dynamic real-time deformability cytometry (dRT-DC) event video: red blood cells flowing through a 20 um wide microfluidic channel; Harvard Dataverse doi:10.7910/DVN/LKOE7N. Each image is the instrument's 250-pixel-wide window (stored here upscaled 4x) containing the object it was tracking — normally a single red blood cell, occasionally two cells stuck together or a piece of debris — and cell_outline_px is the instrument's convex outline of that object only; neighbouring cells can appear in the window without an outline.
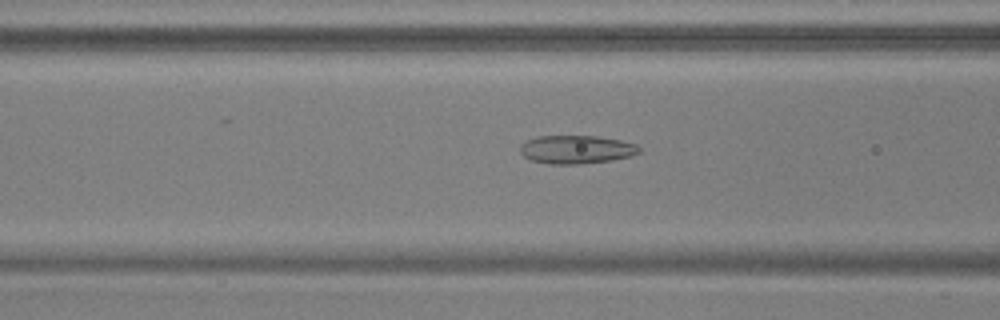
{"species": "common noctule bat (a hibernating species)", "species_latin": "Nyctalus noctula", "temperature_condition": "warm", "stored_images_in_passage": 54, "camera_frame_rate_fps": 3000, "um_per_image_px": 0.085, "animal": {"sex": "male", "body_mass_g": 17.9, "forearm_length_mm": 54.2}, "frame": {"image": 1, "passage_image": 22, "time_ms": 7.0, "image_size_px": [1000, 320], "cell_outline_px": [[640, 152], [632, 156], [612, 160], [580, 164], [548, 164], [532, 160], [524, 156], [520, 152], [520, 144], [528, 140], [540, 136], [596, 136], [620, 140], [636, 144], [640, 148]], "centroid_in_image_um": [49.0, 12.71], "position_along_channel_um": 117.6, "area_um2": 19.65}}
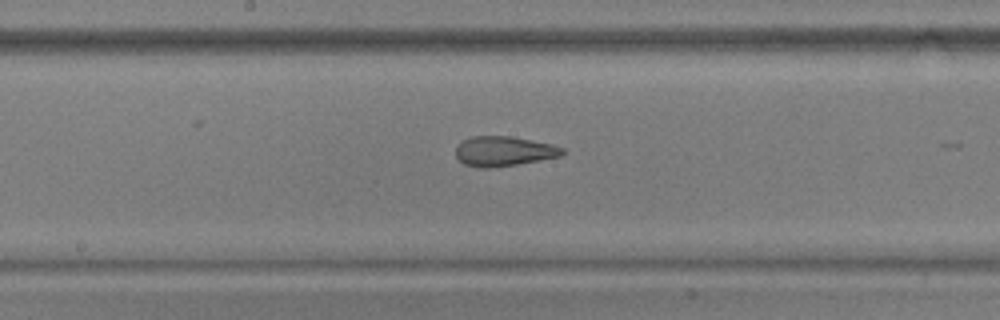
{"frame": {"image": 2, "passage_image": 29, "time_ms": 9.333, "image_size_px": [1000, 320], "cell_outline_px": [[564, 152], [560, 156], [540, 160], [516, 164], [488, 168], [476, 168], [464, 164], [456, 156], [456, 144], [472, 136], [512, 136], [552, 144], [564, 148]], "centroid_in_image_um": [42.8, 12.85], "position_along_channel_um": 205.4, "area_um2": 18.55}}
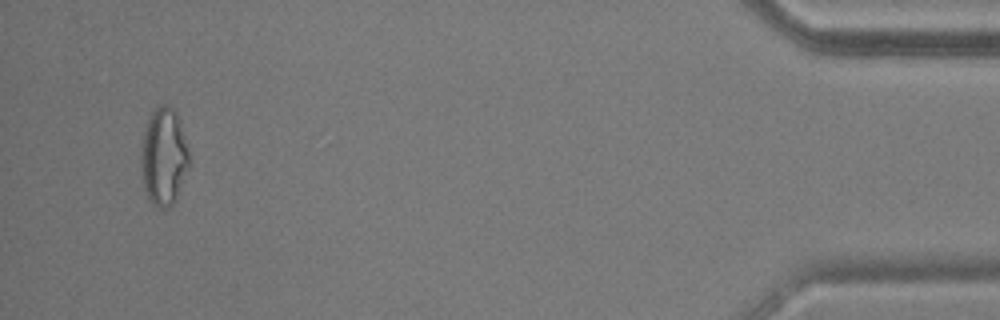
{"frame": {"image": 3, "passage_image": 52, "time_ms": 17.0, "image_size_px": [1000, 320], "cell_outline_px": [[188, 168], [176, 196], [172, 204], [168, 208], [156, 208], [152, 204], [144, 188], [144, 132], [148, 120], [152, 112], [160, 104], [164, 104], [172, 108], [176, 112], [180, 124], [188, 152]], "centroid_in_image_um": [13.95, 13.32], "position_along_channel_um": 421.3, "area_um2": 25.89}, "authors_computed_cell_mechanics": {"area_um2": 22.1663, "velocity_mm_per_s": 3.7478, "shape_relaxation_time_tau1_ms": null, "shape_relaxation_time_tau2_ms": 1.6896, "deformation_change_tau1": null, "deformation_change_tau2": 0.1119}}